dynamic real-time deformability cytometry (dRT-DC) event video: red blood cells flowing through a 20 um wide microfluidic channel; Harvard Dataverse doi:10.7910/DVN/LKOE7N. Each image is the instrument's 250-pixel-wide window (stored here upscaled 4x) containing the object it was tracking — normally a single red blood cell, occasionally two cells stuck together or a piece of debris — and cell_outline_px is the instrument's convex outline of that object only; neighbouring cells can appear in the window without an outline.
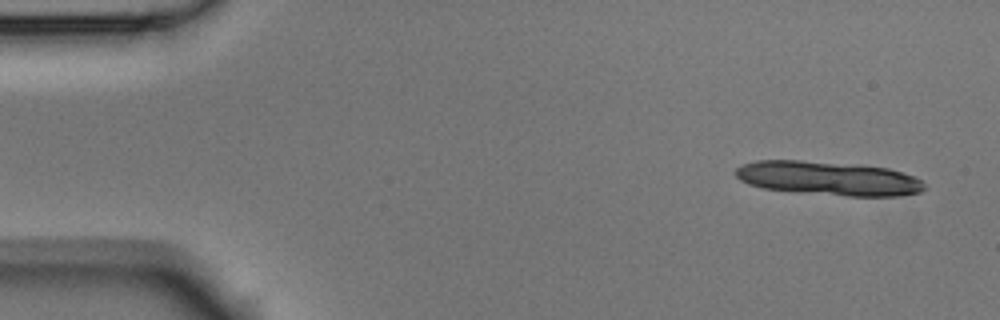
{"species": "Egyptian fruit bat (a non-hibernating species)", "species_latin": "Rousettus aegyptiacus", "temperature_condition": "room temperature", "stored_images_in_passage": 5, "camera_frame_rate_fps": 3000, "um_per_image_px": 0.085, "animal": {"sex": "male"}, "frame": {"image": 1, "passage_image": 1, "time_ms": 0.0, "image_size_px": [1000, 320], "cell_outline_px": [[924, 188], [920, 192], [900, 196], [848, 196], [764, 188], [748, 184], [740, 180], [732, 172], [736, 168], [744, 164], [756, 160], [800, 160], [888, 168], [912, 176], [920, 180], [924, 184]], "centroid_in_image_um": [70.37, 15.16], "position_along_channel_um": 14.6, "area_um2": 36.82}}
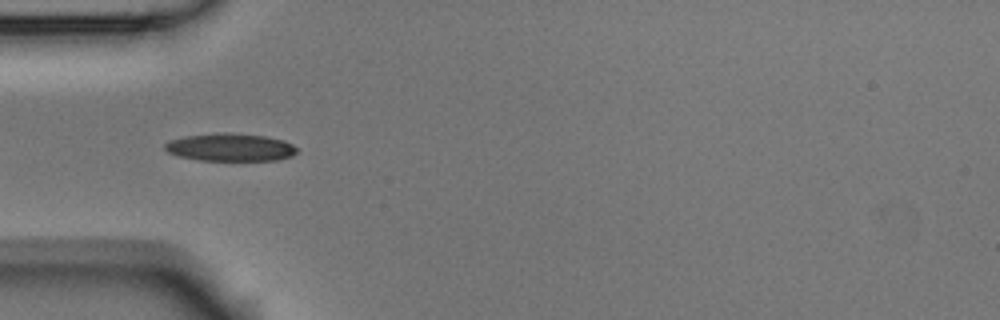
{"frame": {"image": 2, "passage_image": 5, "time_ms": 1.333, "image_size_px": [1000, 320], "cell_outline_px": [[296, 152], [292, 156], [276, 160], [200, 160], [176, 156], [168, 152], [164, 148], [164, 144], [168, 140], [184, 136], [224, 132], [264, 136], [284, 140], [292, 144], [296, 148]], "centroid_in_image_um": [19.53, 12.52], "position_along_channel_um": 65.5, "area_um2": 21.33}}